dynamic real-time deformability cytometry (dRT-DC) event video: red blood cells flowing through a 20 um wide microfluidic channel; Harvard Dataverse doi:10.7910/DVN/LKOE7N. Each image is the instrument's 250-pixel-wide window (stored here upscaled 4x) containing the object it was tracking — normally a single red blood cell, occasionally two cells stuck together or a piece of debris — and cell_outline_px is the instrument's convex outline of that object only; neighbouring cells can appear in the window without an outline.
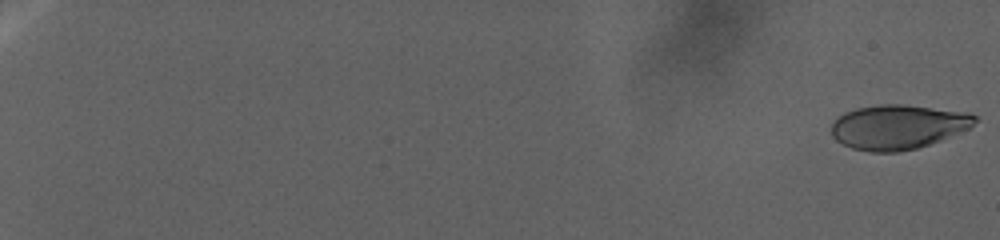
{"species": "human", "species_latin": "Homo sapiens", "temperature_condition": "warm", "stored_images_in_passage": 118, "camera_frame_rate_fps": 3000, "um_per_image_px": 0.085, "donor": {"sex": "female"}, "frame": {"image": 1, "passage_image": 2, "time_ms": 0.333, "image_size_px": [1000, 240], "cell_outline_px": [[976, 120], [968, 128], [940, 140], [916, 148], [896, 152], [872, 152], [852, 148], [836, 140], [832, 136], [832, 124], [844, 112], [856, 108], [880, 104], [900, 104], [968, 112], [976, 116]], "centroid_in_image_um": [76.3, 10.78], "position_along_channel_um": 8.7, "area_um2": 36.76}}
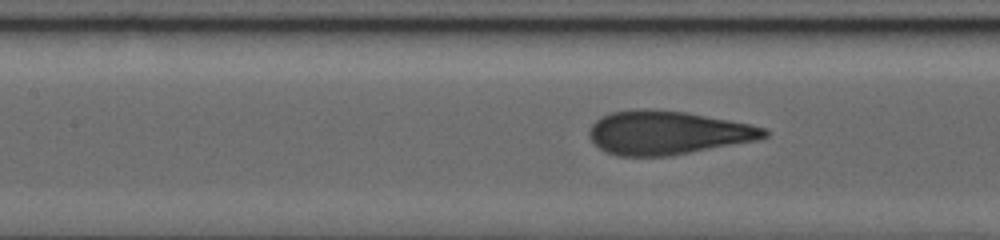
{"frame": {"image": 2, "passage_image": 63, "time_ms": 28.667, "image_size_px": [1000, 240], "cell_outline_px": [[768, 136], [756, 140], [668, 156], [620, 156], [608, 152], [600, 148], [592, 140], [588, 132], [588, 128], [600, 116], [612, 112], [632, 108], [652, 108], [684, 112], [752, 124], [764, 128], [768, 132]], "centroid_in_image_um": [56.7, 11.26], "position_along_channel_um": 150.7, "area_um2": 44.39}}
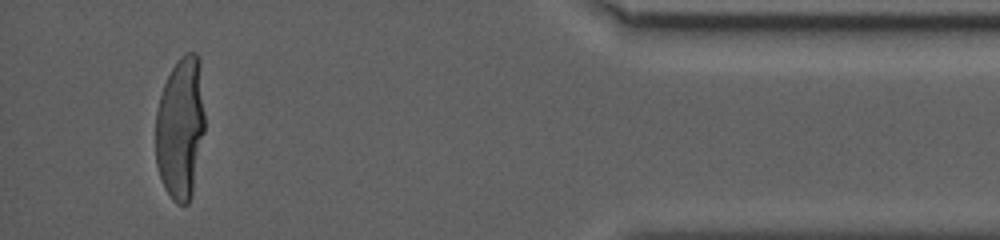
{"frame": {"image": 3, "passage_image": 111, "time_ms": 50.0, "image_size_px": [1000, 240], "cell_outline_px": [[204, 132], [192, 196], [188, 204], [176, 204], [172, 200], [164, 188], [156, 164], [156, 112], [160, 96], [164, 84], [176, 60], [184, 52], [196, 52], [200, 56], [204, 112]], "centroid_in_image_um": [15.35, 10.86], "position_along_channel_um": 419.9, "area_um2": 41.33}}